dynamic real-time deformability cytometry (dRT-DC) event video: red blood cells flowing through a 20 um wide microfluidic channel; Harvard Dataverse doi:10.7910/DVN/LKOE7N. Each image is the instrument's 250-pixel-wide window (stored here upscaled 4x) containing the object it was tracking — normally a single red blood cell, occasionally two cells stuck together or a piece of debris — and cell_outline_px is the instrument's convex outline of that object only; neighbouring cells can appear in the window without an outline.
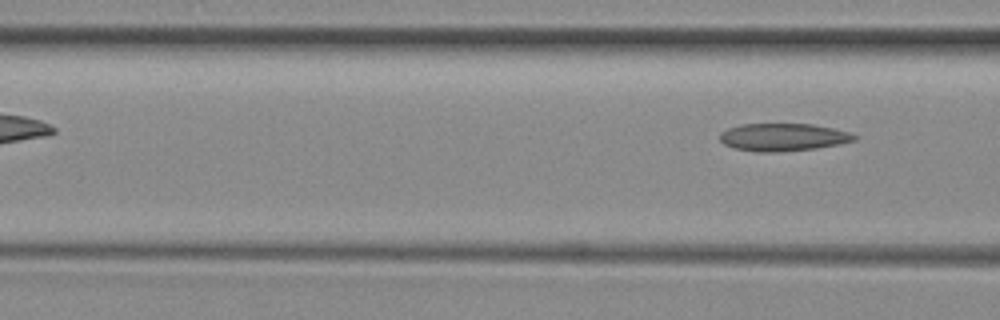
{"species": "common noctule bat (a hibernating species)", "species_latin": "Nyctalus noctula", "temperature_condition": "room temperature", "stored_images_in_passage": 5, "segment_of_instrument_passage": [2, 2], "camera_frame_rate_fps": 3000, "um_per_image_px": 0.085, "animal": {"sex": "female", "body_mass_g": 29.2, "forearm_length_mm": 56.3}, "frame": {"image": 1, "passage_image": 5, "time_ms": 5.0, "image_size_px": [1000, 320], "cell_outline_px": [[860, 136], [856, 140], [840, 144], [816, 148], [780, 152], [756, 152], [736, 148], [724, 144], [720, 140], [720, 132], [728, 128], [740, 124], [812, 124], [832, 128], [848, 132]], "centroid_in_image_um": [66.58, 11.66], "position_along_channel_um": 100.0, "area_um2": 21.73}}